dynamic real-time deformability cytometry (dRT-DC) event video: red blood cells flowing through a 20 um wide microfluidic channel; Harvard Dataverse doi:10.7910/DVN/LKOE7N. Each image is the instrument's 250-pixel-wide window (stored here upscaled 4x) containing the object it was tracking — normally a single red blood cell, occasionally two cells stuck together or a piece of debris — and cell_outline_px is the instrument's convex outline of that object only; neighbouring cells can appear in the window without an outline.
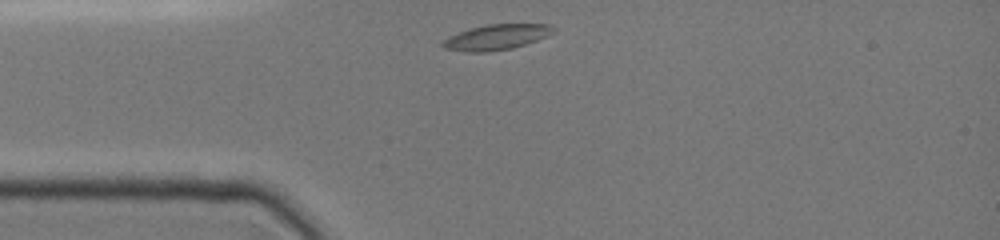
{"species": "common noctule bat (a hibernating species)", "species_latin": "Nyctalus noctula", "temperature_condition": "cold", "stored_images_in_passage": 26, "camera_frame_rate_fps": 3000, "um_per_image_px": 0.085, "animal": {"sex": "female", "body_mass_g": 19.0, "forearm_length_mm": 51.5}, "frame": {"image": 1, "passage_image": 1, "time_ms": 0.0, "image_size_px": [1000, 240], "cell_outline_px": [[556, 28], [548, 36], [512, 48], [488, 52], [468, 52], [444, 48], [440, 44], [448, 36], [468, 28], [488, 24], [548, 24]], "centroid_in_image_um": [42.16, 3.15], "position_along_channel_um": 42.8, "area_um2": 16.36}}
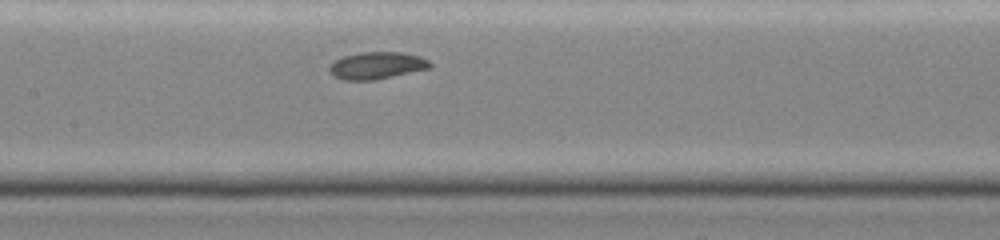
{"frame": {"image": 2, "passage_image": 11, "time_ms": 3.667, "image_size_px": [1000, 240], "cell_outline_px": [[432, 68], [372, 80], [344, 80], [332, 76], [328, 72], [328, 64], [332, 60], [344, 56], [364, 52], [400, 52], [420, 56], [428, 60], [432, 64]], "centroid_in_image_um": [31.98, 5.57], "position_along_channel_um": 175.4, "area_um2": 16.07}}
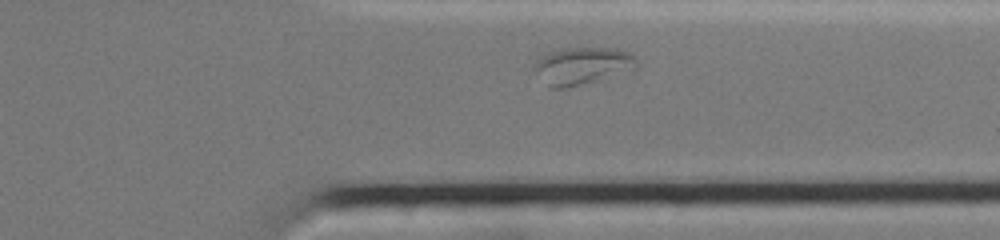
{"frame": {"image": 3, "passage_image": 23, "time_ms": 8.333, "image_size_px": [1000, 240], "cell_outline_px": [[636, 68], [632, 72], [564, 88], [552, 88], [532, 68], [536, 60], [552, 52], [564, 48], [616, 48], [628, 52], [636, 60]], "centroid_in_image_um": [49.55, 5.59], "position_along_channel_um": 361.9, "area_um2": 21.96}}